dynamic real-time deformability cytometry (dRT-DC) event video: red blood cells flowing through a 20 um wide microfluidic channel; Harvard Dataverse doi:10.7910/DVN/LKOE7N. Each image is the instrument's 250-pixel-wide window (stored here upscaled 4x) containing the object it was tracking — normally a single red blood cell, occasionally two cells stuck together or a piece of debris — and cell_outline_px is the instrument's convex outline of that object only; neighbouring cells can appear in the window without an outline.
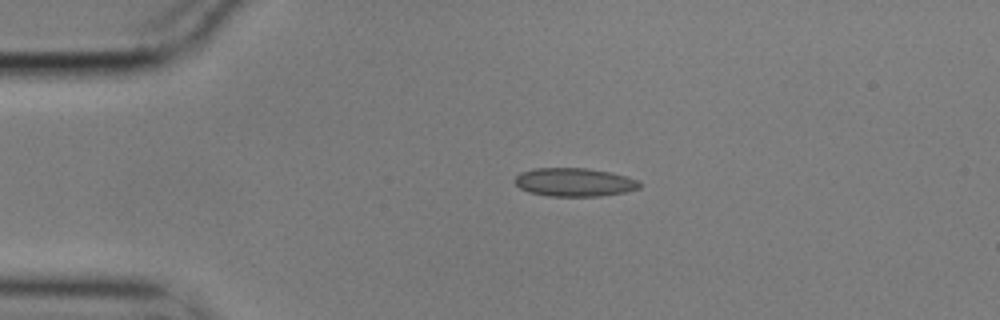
{"species": "common noctule bat (a hibernating species)", "species_latin": "Nyctalus noctula", "temperature_condition": "cold", "stored_images_in_passage": 45, "camera_frame_rate_fps": 3000, "um_per_image_px": 0.085, "animal": {"sex": "male", "body_mass_g": 17.9}, "frame": {"image": 1, "passage_image": 1, "time_ms": 0.0, "image_size_px": [1000, 320], "cell_outline_px": [[640, 188], [624, 192], [600, 196], [548, 196], [528, 192], [520, 188], [512, 180], [520, 172], [532, 168], [588, 168], [628, 176], [640, 180]], "centroid_in_image_um": [48.8, 15.48], "position_along_channel_um": 36.2, "area_um2": 20.87}}
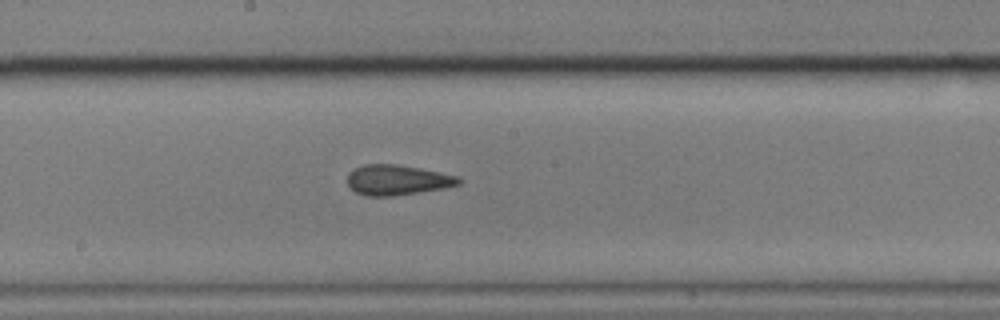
{"frame": {"image": 2, "passage_image": 19, "time_ms": 6.0, "image_size_px": [1000, 320], "cell_outline_px": [[464, 180], [460, 184], [444, 188], [392, 196], [364, 196], [356, 192], [348, 184], [348, 172], [352, 168], [364, 164], [396, 164], [420, 168], [440, 172], [456, 176]], "centroid_in_image_um": [33.75, 15.29], "position_along_channel_um": 214.4, "area_um2": 19.65}}
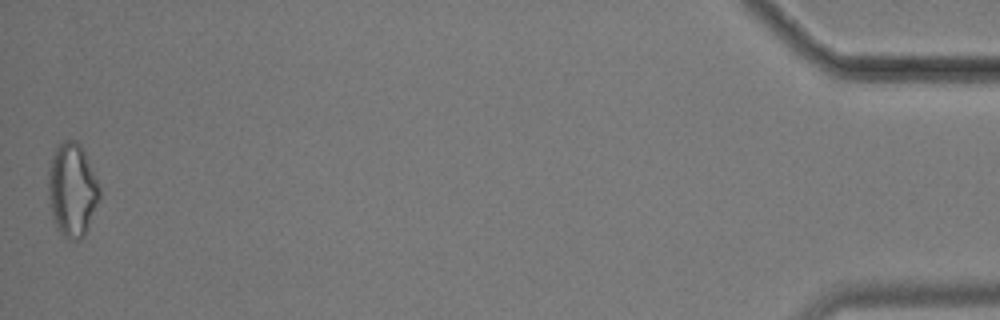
{"frame": {"image": 3, "passage_image": 45, "time_ms": 14.667, "image_size_px": [1000, 320], "cell_outline_px": [[100, 200], [84, 236], [80, 240], [72, 240], [64, 236], [56, 228], [52, 216], [48, 196], [48, 168], [52, 156], [56, 148], [64, 140], [76, 140], [80, 144], [84, 152], [100, 188]], "centroid_in_image_um": [6.13, 16.16], "position_along_channel_um": 429.1, "area_um2": 27.92}, "authors_computed_cell_mechanics": {"area_um2": 19.9988, "velocity_mm_per_s": 3.5249, "shape_relaxation_time_tau1_ms": null, "shape_relaxation_time_tau2_ms": 3.1122, "deformation_change_tau1": null, "deformation_change_tau2": 0.0845}}